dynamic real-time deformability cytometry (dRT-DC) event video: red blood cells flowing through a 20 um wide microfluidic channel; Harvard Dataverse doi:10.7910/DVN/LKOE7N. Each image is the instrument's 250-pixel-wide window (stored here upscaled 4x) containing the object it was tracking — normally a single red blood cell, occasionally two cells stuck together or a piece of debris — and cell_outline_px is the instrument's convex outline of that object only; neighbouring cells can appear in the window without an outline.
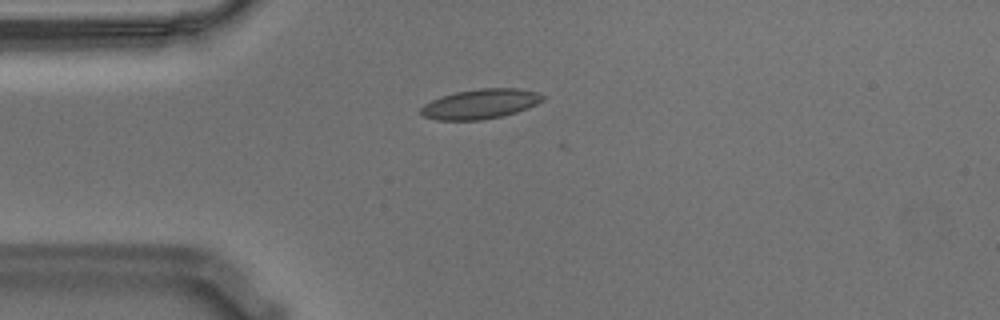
{"species": "Egyptian fruit bat (a non-hibernating species)", "species_latin": "Rousettus aegyptiacus", "temperature_condition": "warm", "stored_images_in_passage": 3, "camera_frame_rate_fps": 3000, "um_per_image_px": 0.085, "animal": {"sex": "male"}, "frame": {"image": 1, "passage_image": 1, "time_ms": 0.0, "image_size_px": [1000, 320], "cell_outline_px": [[544, 100], [528, 108], [516, 112], [500, 116], [480, 120], [436, 120], [424, 116], [420, 112], [420, 108], [424, 104], [440, 96], [456, 92], [480, 88], [516, 88], [540, 92], [544, 96]], "centroid_in_image_um": [40.83, 8.83], "position_along_channel_um": 44.2, "area_um2": 21.15}}